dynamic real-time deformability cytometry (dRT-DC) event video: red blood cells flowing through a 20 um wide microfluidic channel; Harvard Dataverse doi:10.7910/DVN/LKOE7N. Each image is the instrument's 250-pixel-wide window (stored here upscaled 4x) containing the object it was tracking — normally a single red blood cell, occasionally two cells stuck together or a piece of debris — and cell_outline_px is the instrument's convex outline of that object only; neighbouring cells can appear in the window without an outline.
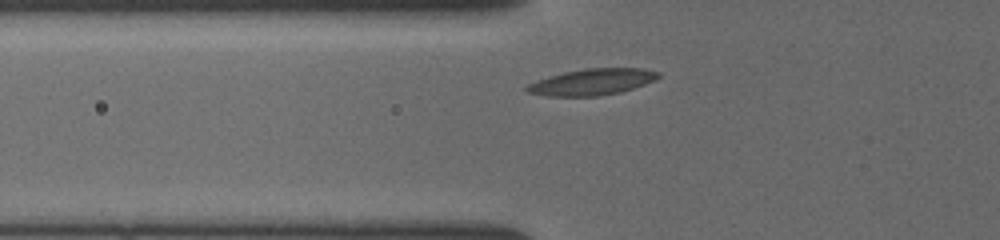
{"species": "common noctule bat (a hibernating species)", "species_latin": "Nyctalus noctula", "temperature_condition": "cold", "stored_images_in_passage": 20, "camera_frame_rate_fps": 3000, "um_per_image_px": 0.085, "animal": {"sex": "female", "body_mass_g": 19.5, "forearm_length_mm": 54.1}, "frame": {"image": 1, "passage_image": 3, "time_ms": 1.0, "image_size_px": [1000, 240], "cell_outline_px": [[660, 76], [656, 80], [620, 92], [596, 96], [548, 96], [524, 92], [524, 88], [528, 84], [536, 80], [548, 76], [564, 72], [584, 68], [644, 68], [660, 72]], "centroid_in_image_um": [50.3, 6.96], "position_along_channel_um": 75.5, "area_um2": 20.29}}
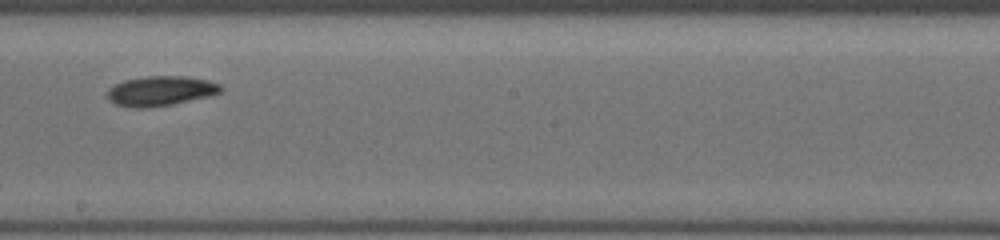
{"frame": {"image": 2, "passage_image": 10, "time_ms": 5.0, "image_size_px": [1000, 240], "cell_outline_px": [[224, 88], [220, 92], [208, 96], [172, 104], [148, 108], [132, 108], [116, 104], [108, 100], [108, 88], [124, 80], [148, 76], [188, 76], [208, 80], [220, 84]], "centroid_in_image_um": [13.65, 7.73], "position_along_channel_um": 234.5, "area_um2": 19.71}}
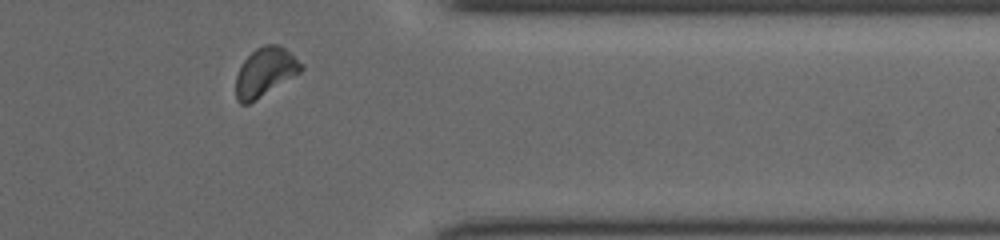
{"frame": {"image": 3, "passage_image": 18, "time_ms": 9.0, "image_size_px": [1000, 240], "cell_outline_px": [[304, 68], [300, 72], [248, 104], [240, 104], [236, 100], [236, 76], [244, 60], [256, 48], [264, 44], [280, 44], [304, 64]], "centroid_in_image_um": [22.54, 6.1], "position_along_channel_um": 388.9, "area_um2": 18.32}}